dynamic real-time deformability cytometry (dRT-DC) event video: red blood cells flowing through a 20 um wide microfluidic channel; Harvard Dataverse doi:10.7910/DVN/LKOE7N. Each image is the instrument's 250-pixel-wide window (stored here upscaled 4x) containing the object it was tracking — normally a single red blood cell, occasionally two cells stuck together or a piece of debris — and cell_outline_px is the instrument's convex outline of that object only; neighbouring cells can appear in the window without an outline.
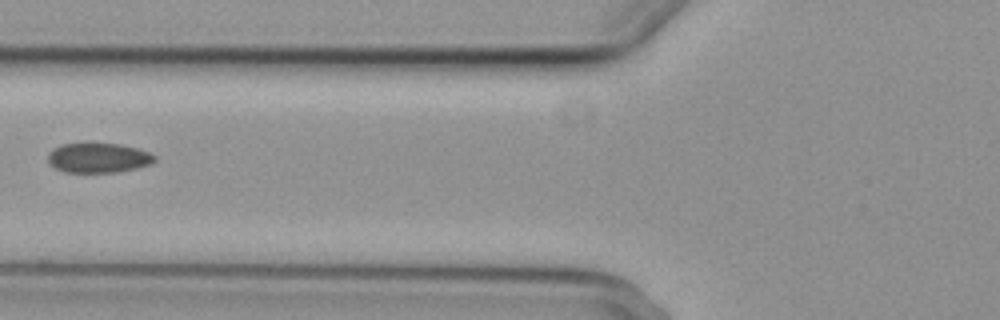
{"species": "common noctule bat (a hibernating species)", "species_latin": "Nyctalus noctula", "temperature_condition": "cold", "stored_images_in_passage": 7, "camera_frame_rate_fps": 3000, "um_per_image_px": 0.085, "animal": {"sex": "female", "body_mass_g": 29.2, "forearm_length_mm": 56.3}, "frame": {"image": 1, "passage_image": 7, "time_ms": 8.0, "image_size_px": [1000, 320], "cell_outline_px": [[156, 160], [152, 164], [136, 168], [116, 172], [64, 172], [48, 164], [48, 152], [52, 148], [64, 144], [120, 144], [136, 148], [148, 152], [156, 156]], "centroid_in_image_um": [8.35, 13.42], "position_along_channel_um": 117.5, "area_um2": 18.44}}